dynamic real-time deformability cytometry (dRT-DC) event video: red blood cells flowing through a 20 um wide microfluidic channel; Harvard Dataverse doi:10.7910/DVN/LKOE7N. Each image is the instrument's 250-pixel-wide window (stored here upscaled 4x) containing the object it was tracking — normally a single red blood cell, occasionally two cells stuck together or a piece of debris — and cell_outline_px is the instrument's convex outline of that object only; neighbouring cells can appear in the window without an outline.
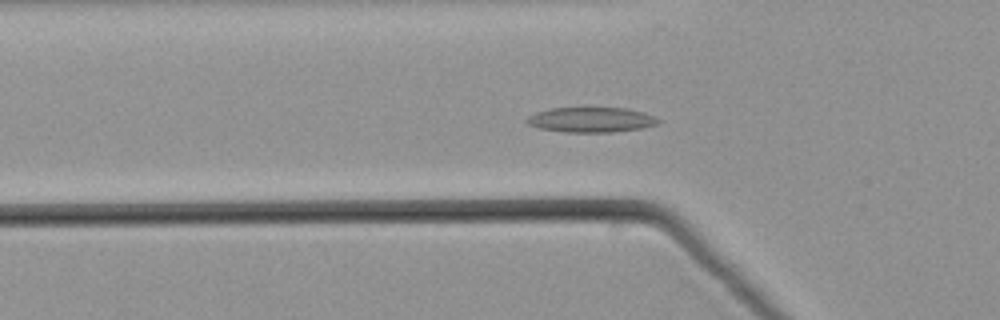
{"species": "common noctule bat (a hibernating species)", "species_latin": "Nyctalus noctula", "temperature_condition": "warm", "stored_images_in_passage": 50, "camera_frame_rate_fps": 3000, "um_per_image_px": 0.085, "animal": {"sex": "male", "body_mass_g": 21.5, "forearm_length_mm": 52.0}, "frame": {"image": 1, "passage_image": 15, "time_ms": 4.667, "image_size_px": [1000, 320], "cell_outline_px": [[664, 120], [660, 124], [644, 128], [612, 132], [564, 132], [540, 128], [528, 124], [524, 120], [528, 116], [536, 112], [548, 108], [628, 108], [644, 112], [656, 116]], "centroid_in_image_um": [50.32, 10.18], "position_along_channel_um": 75.5, "area_um2": 19.54}}
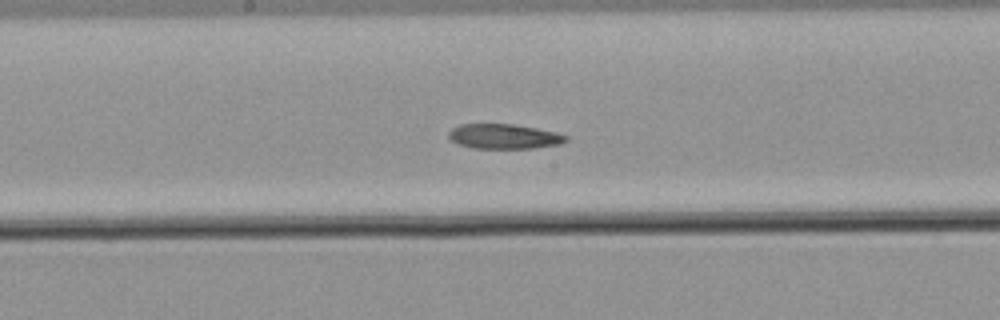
{"frame": {"image": 2, "passage_image": 25, "time_ms": 8.0, "image_size_px": [1000, 320], "cell_outline_px": [[568, 140], [560, 144], [532, 148], [472, 148], [456, 144], [448, 136], [448, 132], [452, 128], [460, 124], [516, 124], [556, 132], [568, 136]], "centroid_in_image_um": [42.83, 11.59], "position_along_channel_um": 205.4, "area_um2": 17.05}}
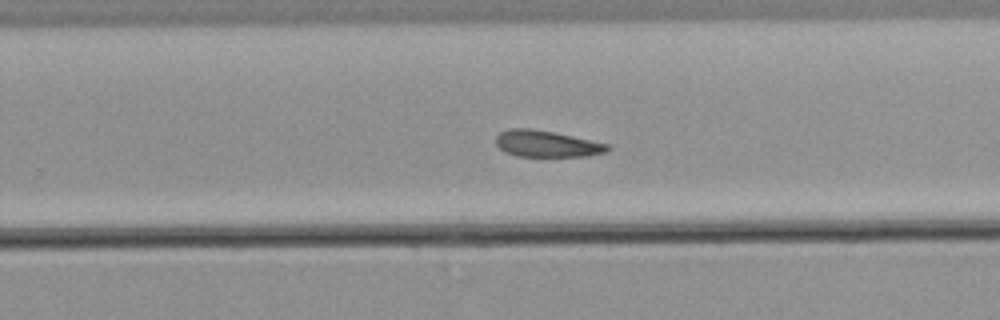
{"frame": {"image": 3, "passage_image": 31, "time_ms": 10.0, "image_size_px": [1000, 320], "cell_outline_px": [[612, 148], [608, 152], [588, 156], [516, 156], [504, 152], [496, 144], [496, 136], [500, 132], [508, 128], [532, 128], [552, 132], [608, 144]], "centroid_in_image_um": [46.45, 12.22], "position_along_channel_um": 283.3, "area_um2": 17.22}}